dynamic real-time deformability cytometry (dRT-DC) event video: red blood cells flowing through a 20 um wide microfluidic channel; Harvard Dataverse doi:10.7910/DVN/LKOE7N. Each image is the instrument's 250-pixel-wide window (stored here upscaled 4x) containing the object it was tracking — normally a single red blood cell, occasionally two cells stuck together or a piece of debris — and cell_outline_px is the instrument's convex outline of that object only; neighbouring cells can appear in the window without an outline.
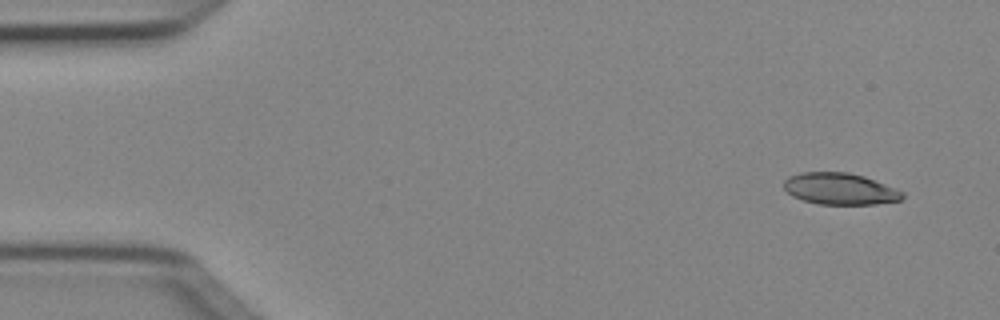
{"species": "Egyptian fruit bat (a non-hibernating species)", "species_latin": "Rousettus aegyptiacus", "temperature_condition": "cold", "stored_images_in_passage": 5, "segment_of_instrument_passage": [1, 2], "camera_frame_rate_fps": 3000, "um_per_image_px": 0.085, "animal": {"sex": "female"}, "frame": {"image": 1, "passage_image": 1, "time_ms": 0.0, "image_size_px": [1000, 320], "cell_outline_px": [[904, 196], [900, 200], [876, 204], [820, 204], [804, 200], [792, 196], [784, 188], [784, 180], [788, 176], [800, 172], [848, 172], [864, 176], [896, 188], [904, 192]], "centroid_in_image_um": [71.4, 16.04], "position_along_channel_um": 13.6, "area_um2": 21.85}}
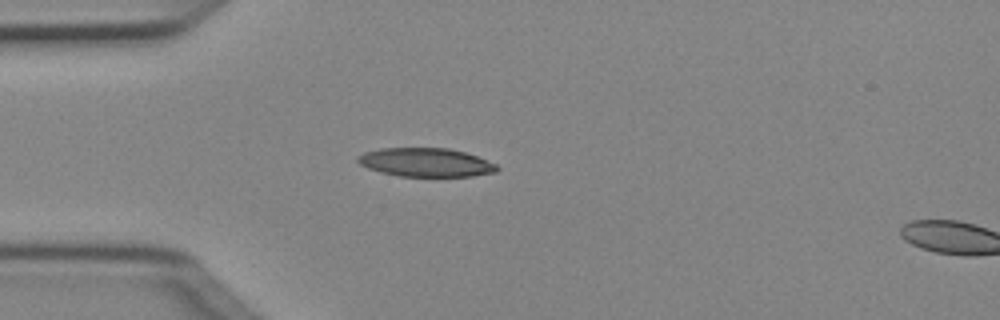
{"frame": {"image": 2, "passage_image": 4, "time_ms": 1.0, "image_size_px": [1000, 320], "cell_outline_px": [[500, 168], [496, 172], [472, 176], [400, 176], [380, 172], [368, 168], [360, 164], [356, 160], [356, 156], [364, 152], [380, 148], [448, 148], [464, 152], [476, 156], [496, 164]], "centroid_in_image_um": [36.17, 13.8], "position_along_channel_um": 48.8, "area_um2": 23.24}}